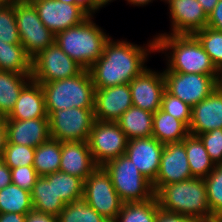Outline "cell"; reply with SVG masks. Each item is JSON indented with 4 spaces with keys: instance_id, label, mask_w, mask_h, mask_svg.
I'll return each mask as SVG.
<instances>
[{
    "instance_id": "cell-1",
    "label": "cell",
    "mask_w": 222,
    "mask_h": 222,
    "mask_svg": "<svg viewBox=\"0 0 222 222\" xmlns=\"http://www.w3.org/2000/svg\"><path fill=\"white\" fill-rule=\"evenodd\" d=\"M152 38L146 44L137 45L111 36L101 57L88 69L95 89L129 84L140 75L147 68L149 55L156 53V40Z\"/></svg>"
},
{
    "instance_id": "cell-2",
    "label": "cell",
    "mask_w": 222,
    "mask_h": 222,
    "mask_svg": "<svg viewBox=\"0 0 222 222\" xmlns=\"http://www.w3.org/2000/svg\"><path fill=\"white\" fill-rule=\"evenodd\" d=\"M154 37L156 53L165 54L166 58V68L162 71L212 75L222 83V74L193 34L156 33Z\"/></svg>"
},
{
    "instance_id": "cell-3",
    "label": "cell",
    "mask_w": 222,
    "mask_h": 222,
    "mask_svg": "<svg viewBox=\"0 0 222 222\" xmlns=\"http://www.w3.org/2000/svg\"><path fill=\"white\" fill-rule=\"evenodd\" d=\"M160 209L189 216L198 222H216L212 216L203 178L164 185L156 194Z\"/></svg>"
},
{
    "instance_id": "cell-4",
    "label": "cell",
    "mask_w": 222,
    "mask_h": 222,
    "mask_svg": "<svg viewBox=\"0 0 222 222\" xmlns=\"http://www.w3.org/2000/svg\"><path fill=\"white\" fill-rule=\"evenodd\" d=\"M94 19L90 15L79 25L55 35V43L85 70L101 57L106 42L111 38Z\"/></svg>"
},
{
    "instance_id": "cell-5",
    "label": "cell",
    "mask_w": 222,
    "mask_h": 222,
    "mask_svg": "<svg viewBox=\"0 0 222 222\" xmlns=\"http://www.w3.org/2000/svg\"><path fill=\"white\" fill-rule=\"evenodd\" d=\"M41 87L48 116L59 109L94 108L95 86L89 70L84 69L74 77L42 83Z\"/></svg>"
},
{
    "instance_id": "cell-6",
    "label": "cell",
    "mask_w": 222,
    "mask_h": 222,
    "mask_svg": "<svg viewBox=\"0 0 222 222\" xmlns=\"http://www.w3.org/2000/svg\"><path fill=\"white\" fill-rule=\"evenodd\" d=\"M123 203L141 202L155 197L152 182L144 177L125 154L102 166Z\"/></svg>"
},
{
    "instance_id": "cell-7",
    "label": "cell",
    "mask_w": 222,
    "mask_h": 222,
    "mask_svg": "<svg viewBox=\"0 0 222 222\" xmlns=\"http://www.w3.org/2000/svg\"><path fill=\"white\" fill-rule=\"evenodd\" d=\"M13 3L21 45L34 58L55 43V34L42 23L30 0H16Z\"/></svg>"
},
{
    "instance_id": "cell-8",
    "label": "cell",
    "mask_w": 222,
    "mask_h": 222,
    "mask_svg": "<svg viewBox=\"0 0 222 222\" xmlns=\"http://www.w3.org/2000/svg\"><path fill=\"white\" fill-rule=\"evenodd\" d=\"M109 222H113L123 205L109 174L98 166L83 183V198Z\"/></svg>"
},
{
    "instance_id": "cell-9",
    "label": "cell",
    "mask_w": 222,
    "mask_h": 222,
    "mask_svg": "<svg viewBox=\"0 0 222 222\" xmlns=\"http://www.w3.org/2000/svg\"><path fill=\"white\" fill-rule=\"evenodd\" d=\"M48 119L51 138L60 142L88 141L95 122L94 108L59 109Z\"/></svg>"
},
{
    "instance_id": "cell-10",
    "label": "cell",
    "mask_w": 222,
    "mask_h": 222,
    "mask_svg": "<svg viewBox=\"0 0 222 222\" xmlns=\"http://www.w3.org/2000/svg\"><path fill=\"white\" fill-rule=\"evenodd\" d=\"M84 68L71 59L56 43L32 58V80L42 84L80 74Z\"/></svg>"
},
{
    "instance_id": "cell-11",
    "label": "cell",
    "mask_w": 222,
    "mask_h": 222,
    "mask_svg": "<svg viewBox=\"0 0 222 222\" xmlns=\"http://www.w3.org/2000/svg\"><path fill=\"white\" fill-rule=\"evenodd\" d=\"M128 139L116 122L95 120L88 144L92 157L97 166L125 154Z\"/></svg>"
},
{
    "instance_id": "cell-12",
    "label": "cell",
    "mask_w": 222,
    "mask_h": 222,
    "mask_svg": "<svg viewBox=\"0 0 222 222\" xmlns=\"http://www.w3.org/2000/svg\"><path fill=\"white\" fill-rule=\"evenodd\" d=\"M162 72L165 90L191 107L207 98L220 85L212 75Z\"/></svg>"
},
{
    "instance_id": "cell-13",
    "label": "cell",
    "mask_w": 222,
    "mask_h": 222,
    "mask_svg": "<svg viewBox=\"0 0 222 222\" xmlns=\"http://www.w3.org/2000/svg\"><path fill=\"white\" fill-rule=\"evenodd\" d=\"M42 23L57 34L82 23L90 15L79 5L62 3L58 0H30Z\"/></svg>"
},
{
    "instance_id": "cell-14",
    "label": "cell",
    "mask_w": 222,
    "mask_h": 222,
    "mask_svg": "<svg viewBox=\"0 0 222 222\" xmlns=\"http://www.w3.org/2000/svg\"><path fill=\"white\" fill-rule=\"evenodd\" d=\"M192 177L184 140L165 144L161 153L160 166L155 181L152 183L155 194L170 183L181 182Z\"/></svg>"
},
{
    "instance_id": "cell-15",
    "label": "cell",
    "mask_w": 222,
    "mask_h": 222,
    "mask_svg": "<svg viewBox=\"0 0 222 222\" xmlns=\"http://www.w3.org/2000/svg\"><path fill=\"white\" fill-rule=\"evenodd\" d=\"M132 104L134 107L155 113L161 108L165 91V79L162 70L146 68L130 83Z\"/></svg>"
},
{
    "instance_id": "cell-16",
    "label": "cell",
    "mask_w": 222,
    "mask_h": 222,
    "mask_svg": "<svg viewBox=\"0 0 222 222\" xmlns=\"http://www.w3.org/2000/svg\"><path fill=\"white\" fill-rule=\"evenodd\" d=\"M168 10L171 31L158 34H194L207 25L208 16L197 0H171Z\"/></svg>"
},
{
    "instance_id": "cell-17",
    "label": "cell",
    "mask_w": 222,
    "mask_h": 222,
    "mask_svg": "<svg viewBox=\"0 0 222 222\" xmlns=\"http://www.w3.org/2000/svg\"><path fill=\"white\" fill-rule=\"evenodd\" d=\"M132 106L129 84L95 89L94 116L97 121L116 122Z\"/></svg>"
},
{
    "instance_id": "cell-18",
    "label": "cell",
    "mask_w": 222,
    "mask_h": 222,
    "mask_svg": "<svg viewBox=\"0 0 222 222\" xmlns=\"http://www.w3.org/2000/svg\"><path fill=\"white\" fill-rule=\"evenodd\" d=\"M163 148L164 144L154 137L134 138L128 140L125 155L153 183L157 177Z\"/></svg>"
},
{
    "instance_id": "cell-19",
    "label": "cell",
    "mask_w": 222,
    "mask_h": 222,
    "mask_svg": "<svg viewBox=\"0 0 222 222\" xmlns=\"http://www.w3.org/2000/svg\"><path fill=\"white\" fill-rule=\"evenodd\" d=\"M222 128V83L204 100L191 107L189 134L197 136Z\"/></svg>"
},
{
    "instance_id": "cell-20",
    "label": "cell",
    "mask_w": 222,
    "mask_h": 222,
    "mask_svg": "<svg viewBox=\"0 0 222 222\" xmlns=\"http://www.w3.org/2000/svg\"><path fill=\"white\" fill-rule=\"evenodd\" d=\"M7 143L36 148L50 138L48 117L5 119Z\"/></svg>"
},
{
    "instance_id": "cell-21",
    "label": "cell",
    "mask_w": 222,
    "mask_h": 222,
    "mask_svg": "<svg viewBox=\"0 0 222 222\" xmlns=\"http://www.w3.org/2000/svg\"><path fill=\"white\" fill-rule=\"evenodd\" d=\"M97 167L88 141L61 142L59 171L76 176L84 182Z\"/></svg>"
},
{
    "instance_id": "cell-22",
    "label": "cell",
    "mask_w": 222,
    "mask_h": 222,
    "mask_svg": "<svg viewBox=\"0 0 222 222\" xmlns=\"http://www.w3.org/2000/svg\"><path fill=\"white\" fill-rule=\"evenodd\" d=\"M48 117L41 84L30 80L22 89L14 109L4 119L29 120Z\"/></svg>"
},
{
    "instance_id": "cell-23",
    "label": "cell",
    "mask_w": 222,
    "mask_h": 222,
    "mask_svg": "<svg viewBox=\"0 0 222 222\" xmlns=\"http://www.w3.org/2000/svg\"><path fill=\"white\" fill-rule=\"evenodd\" d=\"M33 210L58 217L65 203L56 195L54 190V173L39 176L31 191Z\"/></svg>"
},
{
    "instance_id": "cell-24",
    "label": "cell",
    "mask_w": 222,
    "mask_h": 222,
    "mask_svg": "<svg viewBox=\"0 0 222 222\" xmlns=\"http://www.w3.org/2000/svg\"><path fill=\"white\" fill-rule=\"evenodd\" d=\"M153 134L162 144L182 142L188 135V127L161 108L153 114Z\"/></svg>"
},
{
    "instance_id": "cell-25",
    "label": "cell",
    "mask_w": 222,
    "mask_h": 222,
    "mask_svg": "<svg viewBox=\"0 0 222 222\" xmlns=\"http://www.w3.org/2000/svg\"><path fill=\"white\" fill-rule=\"evenodd\" d=\"M153 113L137 107H130L116 121L128 140L149 138L153 134Z\"/></svg>"
},
{
    "instance_id": "cell-26",
    "label": "cell",
    "mask_w": 222,
    "mask_h": 222,
    "mask_svg": "<svg viewBox=\"0 0 222 222\" xmlns=\"http://www.w3.org/2000/svg\"><path fill=\"white\" fill-rule=\"evenodd\" d=\"M31 79V74L0 70V118H5L11 113L20 92Z\"/></svg>"
},
{
    "instance_id": "cell-27",
    "label": "cell",
    "mask_w": 222,
    "mask_h": 222,
    "mask_svg": "<svg viewBox=\"0 0 222 222\" xmlns=\"http://www.w3.org/2000/svg\"><path fill=\"white\" fill-rule=\"evenodd\" d=\"M184 146L192 177L206 178L214 169L215 164L208 155L200 138L189 134L184 139Z\"/></svg>"
},
{
    "instance_id": "cell-28",
    "label": "cell",
    "mask_w": 222,
    "mask_h": 222,
    "mask_svg": "<svg viewBox=\"0 0 222 222\" xmlns=\"http://www.w3.org/2000/svg\"><path fill=\"white\" fill-rule=\"evenodd\" d=\"M0 70L19 74L32 73V58L21 44L0 41Z\"/></svg>"
},
{
    "instance_id": "cell-29",
    "label": "cell",
    "mask_w": 222,
    "mask_h": 222,
    "mask_svg": "<svg viewBox=\"0 0 222 222\" xmlns=\"http://www.w3.org/2000/svg\"><path fill=\"white\" fill-rule=\"evenodd\" d=\"M61 142L49 138L35 148L33 167L38 176H46L59 171Z\"/></svg>"
},
{
    "instance_id": "cell-30",
    "label": "cell",
    "mask_w": 222,
    "mask_h": 222,
    "mask_svg": "<svg viewBox=\"0 0 222 222\" xmlns=\"http://www.w3.org/2000/svg\"><path fill=\"white\" fill-rule=\"evenodd\" d=\"M159 210L156 196L146 201L123 203L113 222H155Z\"/></svg>"
},
{
    "instance_id": "cell-31",
    "label": "cell",
    "mask_w": 222,
    "mask_h": 222,
    "mask_svg": "<svg viewBox=\"0 0 222 222\" xmlns=\"http://www.w3.org/2000/svg\"><path fill=\"white\" fill-rule=\"evenodd\" d=\"M33 211L31 192L10 183L0 190V213L27 214Z\"/></svg>"
},
{
    "instance_id": "cell-32",
    "label": "cell",
    "mask_w": 222,
    "mask_h": 222,
    "mask_svg": "<svg viewBox=\"0 0 222 222\" xmlns=\"http://www.w3.org/2000/svg\"><path fill=\"white\" fill-rule=\"evenodd\" d=\"M83 181L73 175L57 171L54 173V190L65 203H72L83 198Z\"/></svg>"
},
{
    "instance_id": "cell-33",
    "label": "cell",
    "mask_w": 222,
    "mask_h": 222,
    "mask_svg": "<svg viewBox=\"0 0 222 222\" xmlns=\"http://www.w3.org/2000/svg\"><path fill=\"white\" fill-rule=\"evenodd\" d=\"M57 218L58 222H109L83 199L65 204Z\"/></svg>"
},
{
    "instance_id": "cell-34",
    "label": "cell",
    "mask_w": 222,
    "mask_h": 222,
    "mask_svg": "<svg viewBox=\"0 0 222 222\" xmlns=\"http://www.w3.org/2000/svg\"><path fill=\"white\" fill-rule=\"evenodd\" d=\"M204 181L211 214L216 220L222 219V164H216Z\"/></svg>"
},
{
    "instance_id": "cell-35",
    "label": "cell",
    "mask_w": 222,
    "mask_h": 222,
    "mask_svg": "<svg viewBox=\"0 0 222 222\" xmlns=\"http://www.w3.org/2000/svg\"><path fill=\"white\" fill-rule=\"evenodd\" d=\"M193 35L201 43L214 66L222 74V32L204 27Z\"/></svg>"
},
{
    "instance_id": "cell-36",
    "label": "cell",
    "mask_w": 222,
    "mask_h": 222,
    "mask_svg": "<svg viewBox=\"0 0 222 222\" xmlns=\"http://www.w3.org/2000/svg\"><path fill=\"white\" fill-rule=\"evenodd\" d=\"M35 148L25 145L6 143L2 160L10 168L33 166Z\"/></svg>"
},
{
    "instance_id": "cell-37",
    "label": "cell",
    "mask_w": 222,
    "mask_h": 222,
    "mask_svg": "<svg viewBox=\"0 0 222 222\" xmlns=\"http://www.w3.org/2000/svg\"><path fill=\"white\" fill-rule=\"evenodd\" d=\"M0 41L8 44H21L14 3L6 5L0 10Z\"/></svg>"
},
{
    "instance_id": "cell-38",
    "label": "cell",
    "mask_w": 222,
    "mask_h": 222,
    "mask_svg": "<svg viewBox=\"0 0 222 222\" xmlns=\"http://www.w3.org/2000/svg\"><path fill=\"white\" fill-rule=\"evenodd\" d=\"M161 109L189 127L191 120V106L184 103L179 98L174 97L166 90L163 92Z\"/></svg>"
},
{
    "instance_id": "cell-39",
    "label": "cell",
    "mask_w": 222,
    "mask_h": 222,
    "mask_svg": "<svg viewBox=\"0 0 222 222\" xmlns=\"http://www.w3.org/2000/svg\"><path fill=\"white\" fill-rule=\"evenodd\" d=\"M214 164H222V128L197 135Z\"/></svg>"
},
{
    "instance_id": "cell-40",
    "label": "cell",
    "mask_w": 222,
    "mask_h": 222,
    "mask_svg": "<svg viewBox=\"0 0 222 222\" xmlns=\"http://www.w3.org/2000/svg\"><path fill=\"white\" fill-rule=\"evenodd\" d=\"M11 179L12 183L19 186L23 190L31 192L37 178L39 177L33 166H21L12 168Z\"/></svg>"
},
{
    "instance_id": "cell-41",
    "label": "cell",
    "mask_w": 222,
    "mask_h": 222,
    "mask_svg": "<svg viewBox=\"0 0 222 222\" xmlns=\"http://www.w3.org/2000/svg\"><path fill=\"white\" fill-rule=\"evenodd\" d=\"M206 27L222 32V0H219L213 11L208 15Z\"/></svg>"
},
{
    "instance_id": "cell-42",
    "label": "cell",
    "mask_w": 222,
    "mask_h": 222,
    "mask_svg": "<svg viewBox=\"0 0 222 222\" xmlns=\"http://www.w3.org/2000/svg\"><path fill=\"white\" fill-rule=\"evenodd\" d=\"M155 222H198L196 219L180 214L159 210Z\"/></svg>"
},
{
    "instance_id": "cell-43",
    "label": "cell",
    "mask_w": 222,
    "mask_h": 222,
    "mask_svg": "<svg viewBox=\"0 0 222 222\" xmlns=\"http://www.w3.org/2000/svg\"><path fill=\"white\" fill-rule=\"evenodd\" d=\"M76 5H79L89 15L95 16L103 6L97 0H76Z\"/></svg>"
},
{
    "instance_id": "cell-44",
    "label": "cell",
    "mask_w": 222,
    "mask_h": 222,
    "mask_svg": "<svg viewBox=\"0 0 222 222\" xmlns=\"http://www.w3.org/2000/svg\"><path fill=\"white\" fill-rule=\"evenodd\" d=\"M25 222H58V218L52 215L39 213L33 210L27 213Z\"/></svg>"
},
{
    "instance_id": "cell-45",
    "label": "cell",
    "mask_w": 222,
    "mask_h": 222,
    "mask_svg": "<svg viewBox=\"0 0 222 222\" xmlns=\"http://www.w3.org/2000/svg\"><path fill=\"white\" fill-rule=\"evenodd\" d=\"M10 183H12L11 170L5 162L0 159V190Z\"/></svg>"
},
{
    "instance_id": "cell-46",
    "label": "cell",
    "mask_w": 222,
    "mask_h": 222,
    "mask_svg": "<svg viewBox=\"0 0 222 222\" xmlns=\"http://www.w3.org/2000/svg\"><path fill=\"white\" fill-rule=\"evenodd\" d=\"M27 214L0 213V222H25Z\"/></svg>"
},
{
    "instance_id": "cell-47",
    "label": "cell",
    "mask_w": 222,
    "mask_h": 222,
    "mask_svg": "<svg viewBox=\"0 0 222 222\" xmlns=\"http://www.w3.org/2000/svg\"><path fill=\"white\" fill-rule=\"evenodd\" d=\"M7 143V130L5 119L0 118V159L3 157L4 149Z\"/></svg>"
},
{
    "instance_id": "cell-48",
    "label": "cell",
    "mask_w": 222,
    "mask_h": 222,
    "mask_svg": "<svg viewBox=\"0 0 222 222\" xmlns=\"http://www.w3.org/2000/svg\"><path fill=\"white\" fill-rule=\"evenodd\" d=\"M207 16L213 11L219 0H197Z\"/></svg>"
},
{
    "instance_id": "cell-49",
    "label": "cell",
    "mask_w": 222,
    "mask_h": 222,
    "mask_svg": "<svg viewBox=\"0 0 222 222\" xmlns=\"http://www.w3.org/2000/svg\"><path fill=\"white\" fill-rule=\"evenodd\" d=\"M125 1H127L126 3L133 5L134 7L137 6L139 8L142 6L146 7V5L148 6V4L153 3V1L155 0H125Z\"/></svg>"
},
{
    "instance_id": "cell-50",
    "label": "cell",
    "mask_w": 222,
    "mask_h": 222,
    "mask_svg": "<svg viewBox=\"0 0 222 222\" xmlns=\"http://www.w3.org/2000/svg\"><path fill=\"white\" fill-rule=\"evenodd\" d=\"M104 8L105 6L109 5L111 2L116 1V0H97Z\"/></svg>"
},
{
    "instance_id": "cell-51",
    "label": "cell",
    "mask_w": 222,
    "mask_h": 222,
    "mask_svg": "<svg viewBox=\"0 0 222 222\" xmlns=\"http://www.w3.org/2000/svg\"><path fill=\"white\" fill-rule=\"evenodd\" d=\"M58 1H61L62 3L76 4V0H58Z\"/></svg>"
},
{
    "instance_id": "cell-52",
    "label": "cell",
    "mask_w": 222,
    "mask_h": 222,
    "mask_svg": "<svg viewBox=\"0 0 222 222\" xmlns=\"http://www.w3.org/2000/svg\"><path fill=\"white\" fill-rule=\"evenodd\" d=\"M5 5H10L16 0H1Z\"/></svg>"
},
{
    "instance_id": "cell-53",
    "label": "cell",
    "mask_w": 222,
    "mask_h": 222,
    "mask_svg": "<svg viewBox=\"0 0 222 222\" xmlns=\"http://www.w3.org/2000/svg\"><path fill=\"white\" fill-rule=\"evenodd\" d=\"M4 6H6V5L0 0V10H1Z\"/></svg>"
},
{
    "instance_id": "cell-54",
    "label": "cell",
    "mask_w": 222,
    "mask_h": 222,
    "mask_svg": "<svg viewBox=\"0 0 222 222\" xmlns=\"http://www.w3.org/2000/svg\"><path fill=\"white\" fill-rule=\"evenodd\" d=\"M163 1L165 4H168V2H170L171 0H160Z\"/></svg>"
}]
</instances>
